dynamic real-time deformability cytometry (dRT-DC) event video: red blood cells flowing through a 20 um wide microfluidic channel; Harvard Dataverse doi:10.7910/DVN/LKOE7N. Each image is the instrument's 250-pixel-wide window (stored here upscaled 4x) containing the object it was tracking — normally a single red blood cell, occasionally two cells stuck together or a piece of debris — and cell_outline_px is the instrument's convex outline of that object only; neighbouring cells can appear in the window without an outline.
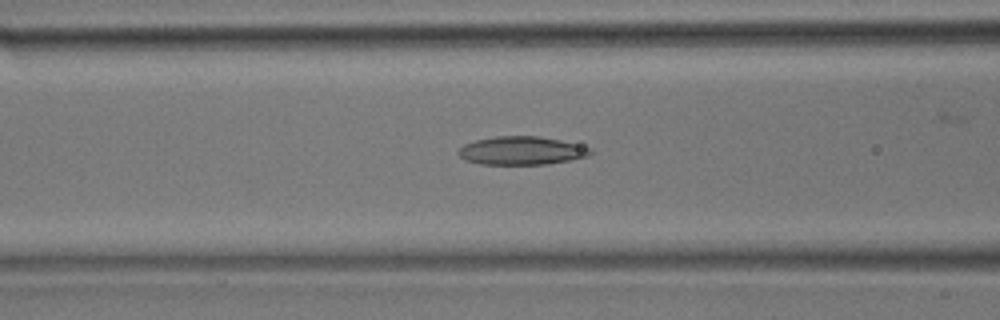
{"species": "common noctule bat (a hibernating species)", "species_latin": "Nyctalus noctula", "temperature_condition": "room temperature", "stored_images_in_passage": 29, "camera_frame_rate_fps": 3000, "um_per_image_px": 0.085, "animal": {"sex": "male", "body_mass_g": 17.9}, "frame": {"image": 1, "passage_image": 5, "time_ms": 1.333, "image_size_px": [1000, 320], "cell_outline_px": [[592, 152], [588, 156], [568, 160], [544, 164], [480, 164], [464, 160], [456, 152], [464, 144], [476, 140], [496, 136], [540, 136], [560, 140], [592, 148]], "centroid_in_image_um": [44.3, 12.8], "position_along_channel_um": 122.3, "area_um2": 21.68}}
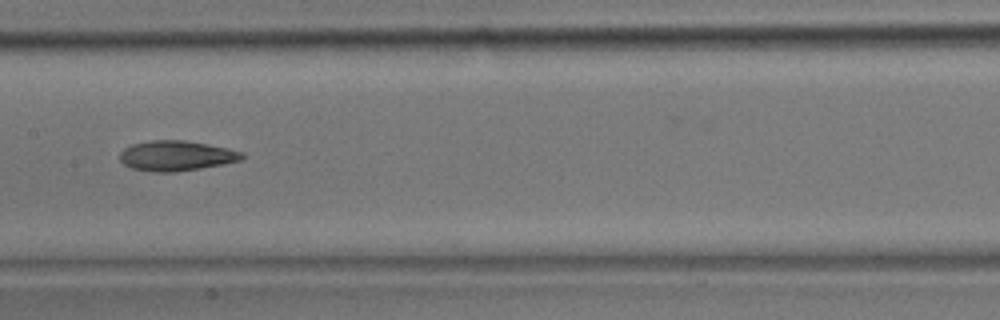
{"frame": {"image": 2, "passage_image": 9, "time_ms": 2.667, "image_size_px": [1000, 320], "cell_outline_px": [[244, 156], [240, 160], [200, 168], [172, 172], [152, 172], [132, 168], [124, 164], [120, 160], [120, 152], [124, 148], [132, 144], [152, 140], [184, 140], [208, 144], [228, 148], [244, 152]], "centroid_in_image_um": [14.96, 13.23], "position_along_channel_um": 192.4, "area_um2": 21.33}}
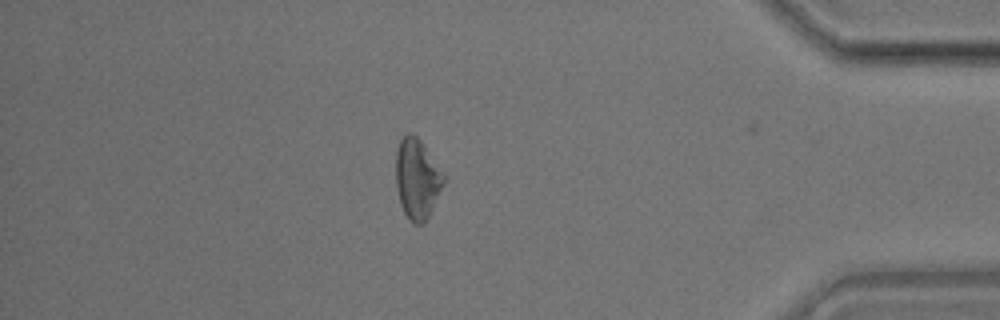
{"frame": {"image": 3, "passage_image": 23, "time_ms": 7.333, "image_size_px": [1000, 320], "cell_outline_px": [[444, 184], [424, 224], [412, 224], [408, 220], [400, 204], [396, 184], [396, 152], [400, 140], [408, 132], [412, 132], [420, 140], [444, 176]], "centroid_in_image_um": [35.42, 15.22], "position_along_channel_um": 399.8, "area_um2": 22.02}}